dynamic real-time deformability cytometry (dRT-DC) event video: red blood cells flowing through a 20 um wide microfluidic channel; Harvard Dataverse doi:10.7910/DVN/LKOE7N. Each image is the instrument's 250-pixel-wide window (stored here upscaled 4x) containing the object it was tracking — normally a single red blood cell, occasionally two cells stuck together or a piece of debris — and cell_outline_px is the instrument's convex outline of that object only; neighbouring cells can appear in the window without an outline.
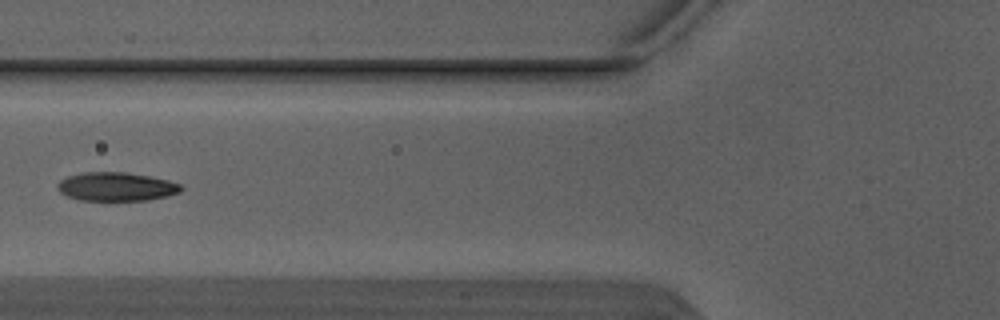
{"species": "Egyptian fruit bat (a non-hibernating species)", "species_latin": "Rousettus aegyptiacus", "temperature_condition": "warm", "stored_images_in_passage": 5, "camera_frame_rate_fps": 3000, "um_per_image_px": 0.085, "animal": {"sex": "male"}, "frame": {"image": 1, "passage_image": 4, "time_ms": 1.0, "image_size_px": [1000, 320], "cell_outline_px": [[184, 188], [180, 192], [168, 196], [148, 200], [80, 200], [68, 196], [60, 192], [56, 188], [56, 184], [60, 180], [68, 176], [84, 172], [124, 172], [148, 176], [168, 180], [180, 184]], "centroid_in_image_um": [9.88, 15.86], "position_along_channel_um": 115.9, "area_um2": 20.63}}